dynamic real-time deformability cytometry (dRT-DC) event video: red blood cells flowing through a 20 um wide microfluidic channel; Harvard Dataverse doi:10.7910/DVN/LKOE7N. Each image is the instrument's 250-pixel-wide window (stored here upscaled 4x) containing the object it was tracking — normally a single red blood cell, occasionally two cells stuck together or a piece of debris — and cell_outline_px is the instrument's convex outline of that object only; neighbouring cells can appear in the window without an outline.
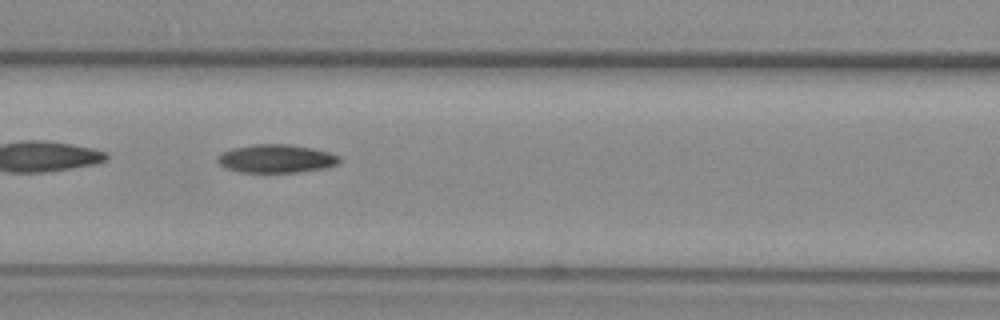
{"species": "common noctule bat (a hibernating species)", "species_latin": "Nyctalus noctula", "temperature_condition": "warm", "stored_images_in_passage": 36, "camera_frame_rate_fps": 3000, "um_per_image_px": 0.085, "animal": {"sex": "female", "body_mass_g": 29.2, "forearm_length_mm": 56.3}, "frame": {"image": 1, "passage_image": 6, "time_ms": 1.667, "image_size_px": [1000, 320], "cell_outline_px": [[340, 160], [336, 164], [328, 168], [300, 172], [240, 172], [228, 168], [220, 164], [216, 160], [220, 152], [232, 148], [256, 144], [288, 144], [312, 148], [328, 152], [340, 156]], "centroid_in_image_um": [23.48, 13.48], "position_along_channel_um": 143.1, "area_um2": 20.11}}
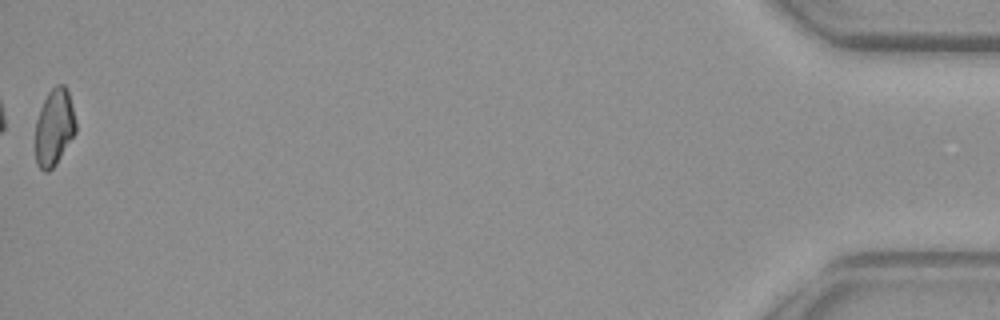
{"frame": {"image": 2, "passage_image": 36, "time_ms": 11.667, "image_size_px": [1000, 320], "cell_outline_px": [[76, 132], [56, 164], [48, 172], [44, 172], [36, 164], [36, 120], [40, 108], [48, 92], [56, 84], [64, 84], [68, 88], [76, 124]], "centroid_in_image_um": [4.61, 10.81], "position_along_channel_um": 430.6, "area_um2": 18.15}}